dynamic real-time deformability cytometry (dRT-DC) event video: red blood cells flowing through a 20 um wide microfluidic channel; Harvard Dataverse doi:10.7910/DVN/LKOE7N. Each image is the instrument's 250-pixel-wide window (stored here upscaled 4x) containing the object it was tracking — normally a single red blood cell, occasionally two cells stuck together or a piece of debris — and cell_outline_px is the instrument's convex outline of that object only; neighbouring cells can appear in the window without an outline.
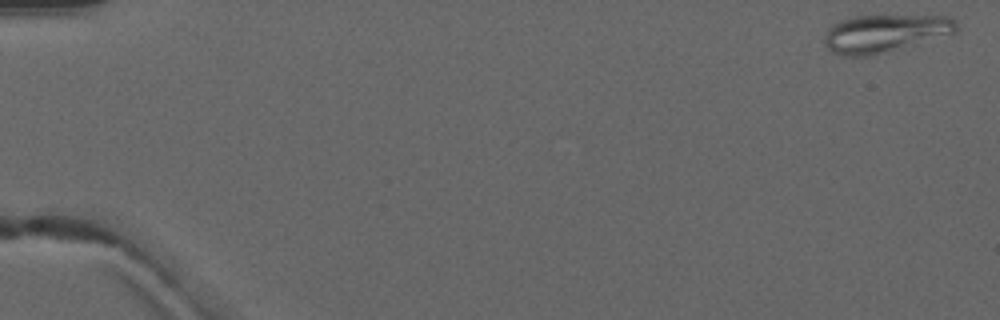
{"species": "common noctule bat (a hibernating species)", "species_latin": "Nyctalus noctula", "temperature_condition": "warm", "stored_images_in_passage": 5, "camera_frame_rate_fps": 3000, "um_per_image_px": 0.085, "animal": {"sex": "male", "forearm_length_mm": 52.5}, "frame": {"image": 1, "passage_image": 1, "time_ms": 0.0, "image_size_px": [1000, 320], "cell_outline_px": [[956, 32], [880, 52], [864, 56], [844, 56], [832, 52], [824, 44], [824, 36], [828, 28], [832, 24], [840, 20], [856, 16], [948, 16], [956, 20]], "centroid_in_image_um": [75.12, 2.81], "position_along_channel_um": 9.9, "area_um2": 28.15}}